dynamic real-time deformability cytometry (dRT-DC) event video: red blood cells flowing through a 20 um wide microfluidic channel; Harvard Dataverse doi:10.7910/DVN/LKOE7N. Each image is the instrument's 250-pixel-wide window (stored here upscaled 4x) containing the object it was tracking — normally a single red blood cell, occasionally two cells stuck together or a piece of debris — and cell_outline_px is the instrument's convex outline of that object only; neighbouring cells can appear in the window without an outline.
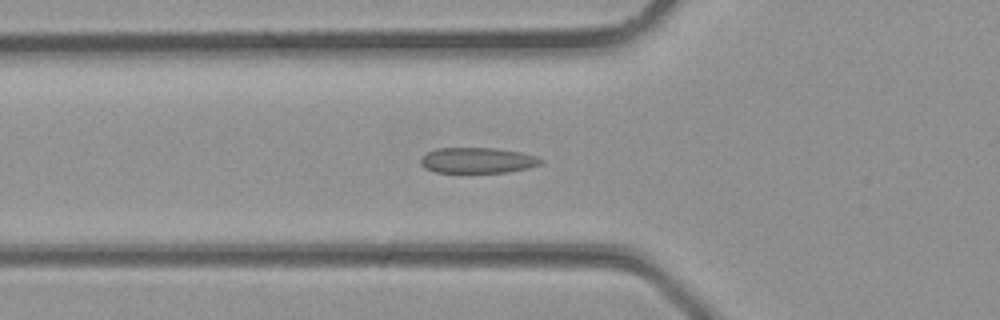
{"species": "common noctule bat (a hibernating species)", "species_latin": "Nyctalus noctula", "temperature_condition": "room temperature", "stored_images_in_passage": 20, "camera_frame_rate_fps": 3000, "um_per_image_px": 0.085, "animal": {"sex": "male", "body_mass_g": 23.1, "forearm_length_mm": 52.7}, "frame": {"image": 1, "passage_image": 2, "time_ms": 0.333, "image_size_px": [1000, 320], "cell_outline_px": [[544, 160], [540, 164], [528, 168], [508, 172], [436, 172], [424, 168], [420, 164], [420, 160], [428, 152], [436, 148], [496, 148], [520, 152], [536, 156]], "centroid_in_image_um": [40.59, 13.63], "position_along_channel_um": 85.2, "area_um2": 17.86}}
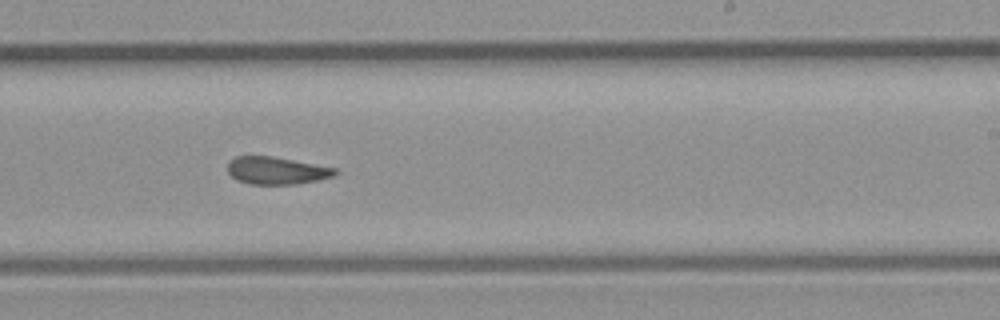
{"frame": {"image": 2, "passage_image": 11, "time_ms": 3.333, "image_size_px": [1000, 320], "cell_outline_px": [[340, 172], [336, 176], [296, 184], [248, 184], [236, 180], [228, 172], [228, 160], [236, 156], [272, 156], [336, 168]], "centroid_in_image_um": [23.5, 14.5], "position_along_channel_um": 265.5, "area_um2": 17.28}}
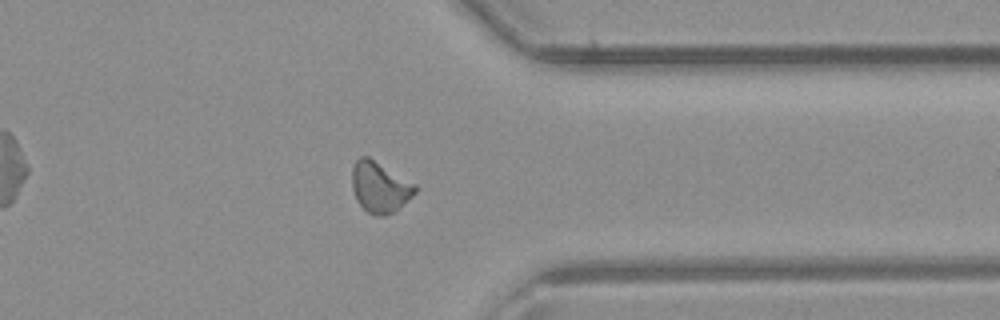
{"frame": {"image": 3, "passage_image": 17, "time_ms": 5.333, "image_size_px": [1000, 320], "cell_outline_px": [[416, 192], [408, 200], [392, 212], [384, 216], [376, 216], [368, 212], [356, 200], [352, 188], [352, 168], [356, 160], [360, 156], [368, 156], [416, 184]], "centroid_in_image_um": [32.26, 15.89], "position_along_channel_um": 379.1, "area_um2": 18.55}}